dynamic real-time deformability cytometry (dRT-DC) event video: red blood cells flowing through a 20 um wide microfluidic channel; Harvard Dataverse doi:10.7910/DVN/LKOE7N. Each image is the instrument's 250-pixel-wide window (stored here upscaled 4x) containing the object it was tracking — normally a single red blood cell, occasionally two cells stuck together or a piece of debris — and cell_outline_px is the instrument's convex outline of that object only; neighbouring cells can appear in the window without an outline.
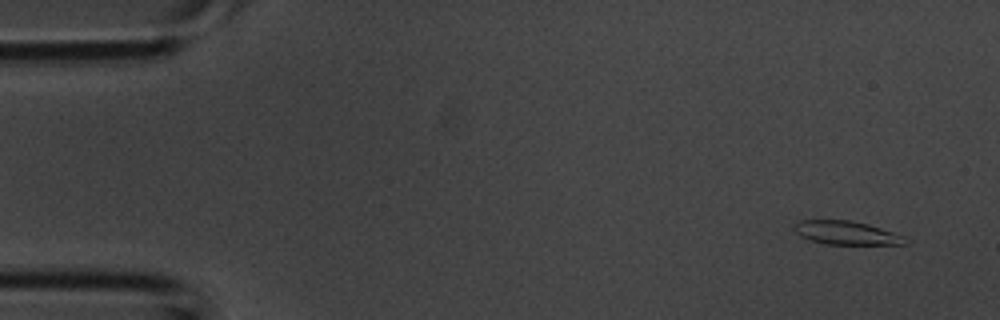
{"species": "common noctule bat (a hibernating species)", "species_latin": "Nyctalus noctula", "temperature_condition": "room temperature", "stored_images_in_passage": 4, "camera_frame_rate_fps": 3000, "um_per_image_px": 0.085, "animal": {"sex": "male", "body_mass_g": 20.1, "forearm_length_mm": 53.5}, "frame": {"image": 1, "passage_image": 1, "time_ms": 0.0, "image_size_px": [1000, 320], "cell_outline_px": [[908, 240], [904, 244], [824, 244], [800, 236], [792, 228], [792, 224], [800, 220], [852, 220], [868, 224], [904, 236]], "centroid_in_image_um": [71.89, 19.78], "position_along_channel_um": 13.1, "area_um2": 15.2}}